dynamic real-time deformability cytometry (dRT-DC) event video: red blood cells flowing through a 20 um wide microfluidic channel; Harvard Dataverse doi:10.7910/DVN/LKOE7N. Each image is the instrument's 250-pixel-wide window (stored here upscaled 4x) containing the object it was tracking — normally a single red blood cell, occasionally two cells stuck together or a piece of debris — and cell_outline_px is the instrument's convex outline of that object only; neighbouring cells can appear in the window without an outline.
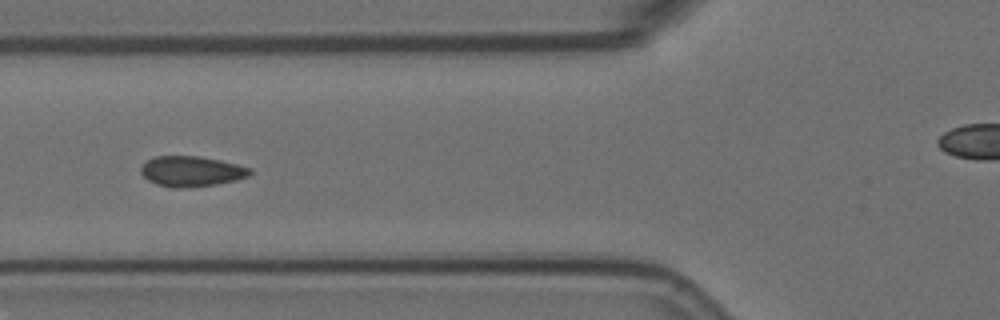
{"species": "Egyptian fruit bat (a non-hibernating species)", "species_latin": "Rousettus aegyptiacus", "temperature_condition": "room temperature", "stored_images_in_passage": 6, "segment_of_instrument_passage": [1, 2], "camera_frame_rate_fps": 3000, "um_per_image_px": 0.085, "animal": {"sex": "female"}, "frame": {"image": 1, "passage_image": 5, "time_ms": 1.333, "image_size_px": [1000, 320], "cell_outline_px": [[252, 172], [248, 176], [236, 180], [216, 184], [176, 188], [172, 188], [156, 184], [148, 180], [140, 172], [140, 164], [144, 160], [152, 156], [200, 156], [220, 160], [252, 168]], "centroid_in_image_um": [16.22, 14.54], "position_along_channel_um": 109.6, "area_um2": 19.48}}